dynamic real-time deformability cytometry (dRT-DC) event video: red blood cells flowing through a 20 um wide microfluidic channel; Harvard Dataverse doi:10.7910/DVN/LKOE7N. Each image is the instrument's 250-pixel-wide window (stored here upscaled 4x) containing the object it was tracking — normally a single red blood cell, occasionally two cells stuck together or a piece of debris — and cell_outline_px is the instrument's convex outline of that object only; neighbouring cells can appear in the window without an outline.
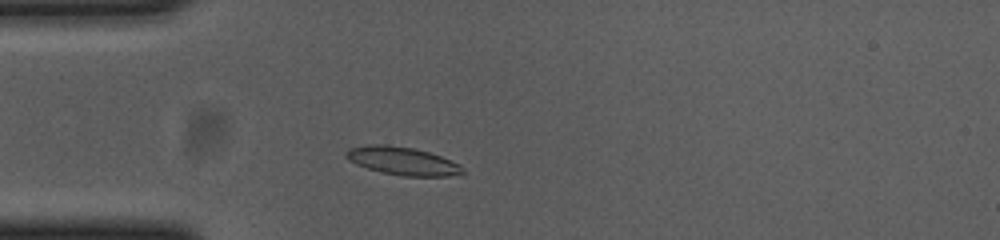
{"species": "common noctule bat (a hibernating species)", "species_latin": "Nyctalus noctula", "temperature_condition": "cold", "stored_images_in_passage": 41, "camera_frame_rate_fps": 3000, "um_per_image_px": 0.085, "animal": {"sex": "female", "body_mass_g": 23.0, "forearm_length_mm": 53.4}, "frame": {"image": 1, "passage_image": 1, "time_ms": 0.0, "image_size_px": [1000, 240], "cell_outline_px": [[464, 172], [448, 176], [404, 176], [384, 172], [368, 168], [356, 164], [348, 160], [344, 156], [344, 152], [352, 148], [368, 144], [388, 144], [412, 148], [428, 152], [440, 156], [460, 164], [464, 168]], "centroid_in_image_um": [34.19, 13.67], "position_along_channel_um": 50.8, "area_um2": 18.9}}
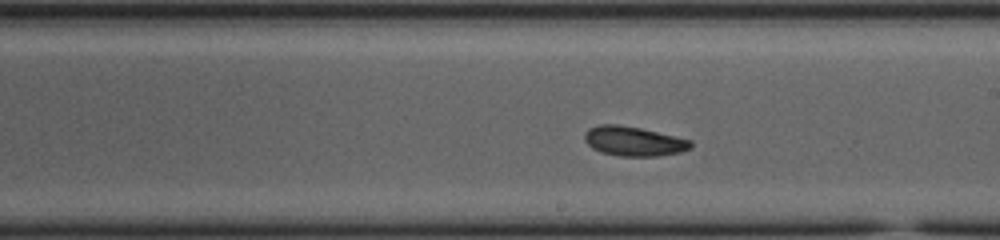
{"frame": {"image": 2, "passage_image": 17, "time_ms": 5.333, "image_size_px": [1000, 240], "cell_outline_px": [[692, 148], [680, 152], [656, 156], [620, 156], [600, 152], [592, 148], [584, 140], [584, 132], [588, 128], [600, 124], [616, 124], [640, 128], [692, 140]], "centroid_in_image_um": [53.84, 12.0], "position_along_channel_um": 235.2, "area_um2": 18.32}}
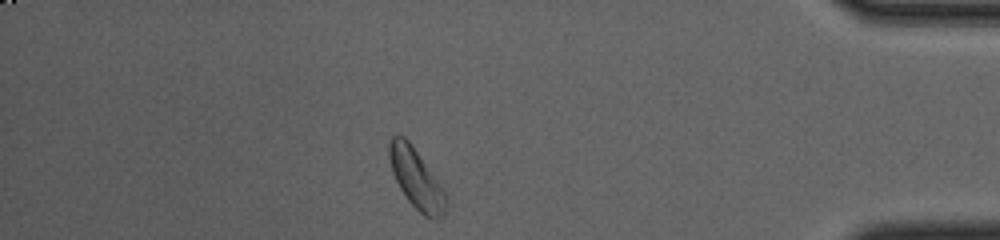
{"frame": {"image": 3, "passage_image": 34, "time_ms": 11.0, "image_size_px": [1000, 240], "cell_outline_px": [[448, 208], [436, 220], [432, 220], [424, 216], [408, 200], [400, 188], [392, 172], [388, 156], [388, 144], [392, 136], [396, 132], [404, 136], [408, 140], [448, 196]], "centroid_in_image_um": [35.37, 15.19], "position_along_channel_um": 399.8, "area_um2": 19.71}, "authors_computed_cell_mechanics": {"area_um2": 18.4382, "velocity_mm_per_s": 3.6372, "shape_relaxation_time_tau1_ms": 2.9598, "shape_relaxation_time_tau2_ms": null, "deformation_change_tau1": 0.1026, "deformation_change_tau2": null}}